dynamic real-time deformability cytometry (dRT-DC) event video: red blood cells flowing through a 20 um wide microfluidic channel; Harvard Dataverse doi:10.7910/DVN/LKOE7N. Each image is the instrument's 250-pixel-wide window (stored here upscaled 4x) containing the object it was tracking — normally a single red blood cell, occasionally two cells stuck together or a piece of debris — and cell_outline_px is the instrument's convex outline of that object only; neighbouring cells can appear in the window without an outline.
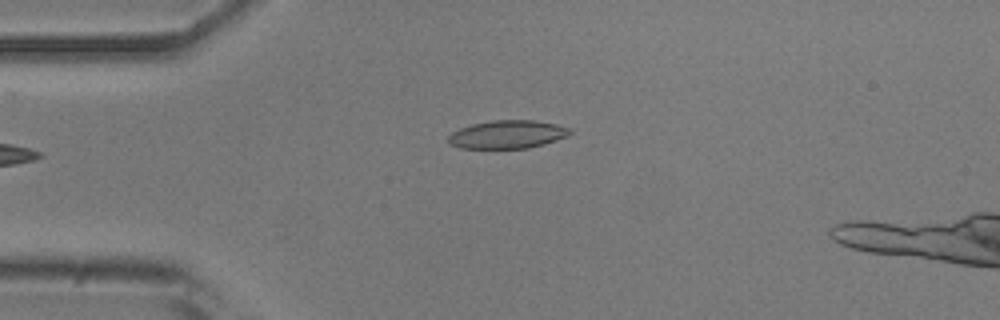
{"species": "common noctule bat (a hibernating species)", "species_latin": "Nyctalus noctula", "temperature_condition": "room temperature", "stored_images_in_passage": 33, "camera_frame_rate_fps": 3000, "um_per_image_px": 0.085, "animal": {"sex": "male", "body_mass_g": 20.5, "forearm_length_mm": 52.5}, "frame": {"image": 1, "passage_image": 1, "time_ms": 0.0, "image_size_px": [1000, 320], "cell_outline_px": [[572, 132], [568, 136], [544, 144], [528, 148], [460, 148], [448, 144], [448, 136], [452, 132], [460, 128], [472, 124], [492, 120], [532, 120], [556, 124], [572, 128]], "centroid_in_image_um": [43.13, 11.42], "position_along_channel_um": 41.9, "area_um2": 20.06}}
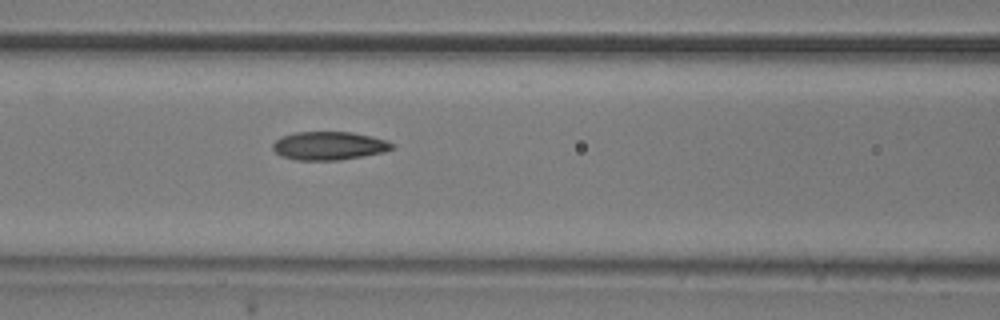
{"frame": {"image": 2, "passage_image": 10, "time_ms": 3.0, "image_size_px": [1000, 320], "cell_outline_px": [[396, 144], [392, 148], [384, 152], [340, 160], [296, 160], [280, 156], [272, 148], [272, 144], [280, 136], [296, 132], [352, 132], [372, 136], [388, 140]], "centroid_in_image_um": [27.97, 12.38], "position_along_channel_um": 138.6, "area_um2": 19.88}}
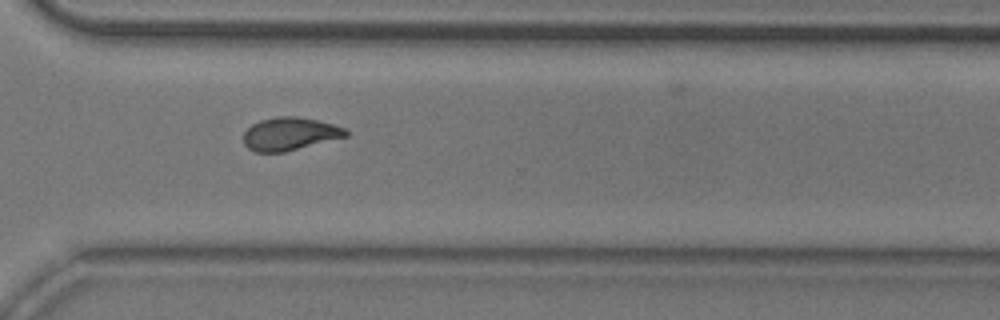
{"frame": {"image": 3, "passage_image": 26, "time_ms": 8.333, "image_size_px": [1000, 320], "cell_outline_px": [[348, 136], [284, 152], [256, 152], [248, 148], [244, 144], [244, 132], [252, 124], [260, 120], [276, 116], [296, 116], [316, 120], [332, 124], [344, 128], [348, 132]], "centroid_in_image_um": [24.61, 11.38], "position_along_channel_um": 346.0, "area_um2": 19.54}, "authors_computed_cell_mechanics": {"area_um2": 19.5364, "velocity_mm_per_s": 3.8971, "shape_relaxation_time_tau1_ms": 5.6944, "shape_relaxation_time_tau2_ms": 2.0381, "deformation_change_tau1": 0.1757, "deformation_change_tau2": 0.0796}}